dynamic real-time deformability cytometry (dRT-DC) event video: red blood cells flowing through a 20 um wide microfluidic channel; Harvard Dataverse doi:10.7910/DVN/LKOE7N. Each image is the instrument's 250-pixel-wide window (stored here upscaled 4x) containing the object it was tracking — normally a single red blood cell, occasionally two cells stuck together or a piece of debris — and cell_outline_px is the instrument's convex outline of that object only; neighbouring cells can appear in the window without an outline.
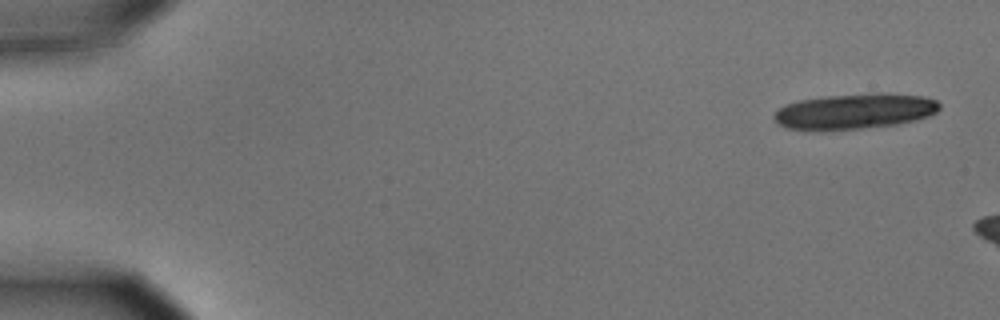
{"species": "common noctule bat (a hibernating species)", "species_latin": "Nyctalus noctula", "temperature_condition": "cold", "stored_images_in_passage": 3, "camera_frame_rate_fps": 3000, "um_per_image_px": 0.085, "animal": {"sex": "male", "body_mass_g": 15.6}, "frame": {"image": 1, "passage_image": 1, "time_ms": 0.0, "image_size_px": [1000, 320], "cell_outline_px": [[940, 108], [936, 112], [928, 116], [916, 120], [896, 124], [824, 132], [820, 132], [784, 128], [776, 124], [772, 116], [784, 104], [800, 100], [828, 96], [876, 92], [884, 92], [924, 96], [936, 100], [940, 104]], "centroid_in_image_um": [72.6, 9.47], "position_along_channel_um": 12.4, "area_um2": 34.91}}